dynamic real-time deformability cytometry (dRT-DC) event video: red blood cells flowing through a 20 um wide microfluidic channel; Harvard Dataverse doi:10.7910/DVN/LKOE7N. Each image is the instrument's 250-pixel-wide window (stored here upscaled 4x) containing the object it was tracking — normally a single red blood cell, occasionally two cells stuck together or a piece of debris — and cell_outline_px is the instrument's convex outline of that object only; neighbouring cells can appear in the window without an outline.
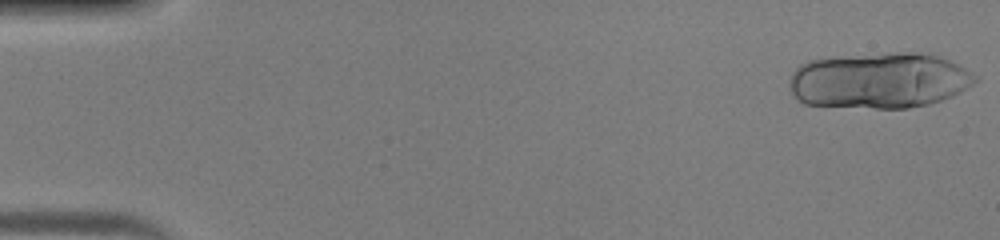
{"species": "human", "species_latin": "Homo sapiens", "temperature_condition": "warm", "stored_images_in_passage": 34, "camera_frame_rate_fps": 3000, "um_per_image_px": 0.085, "donor": {"sex": "male"}, "frame": {"image": 1, "passage_image": 1, "time_ms": 0.0, "image_size_px": [1000, 240], "cell_outline_px": [[980, 80], [960, 92], [952, 96], [928, 104], [908, 108], [876, 108], [804, 104], [796, 100], [788, 84], [792, 72], [800, 64], [808, 60], [832, 56], [888, 52], [916, 52], [940, 56], [980, 76]], "centroid_in_image_um": [74.72, 6.82], "position_along_channel_um": 10.3, "area_um2": 61.21}}
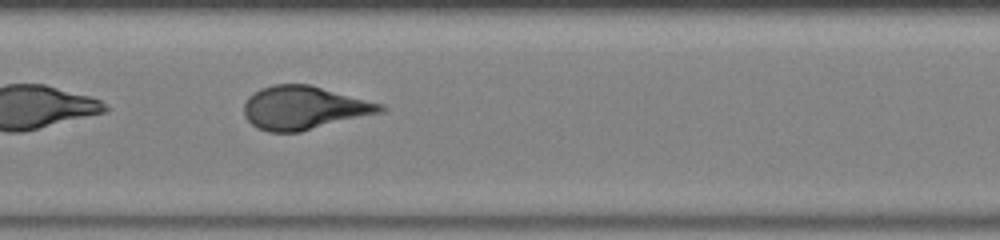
{"frame": {"image": 2, "passage_image": 23, "time_ms": 7.333, "image_size_px": [1000, 240], "cell_outline_px": [[388, 108], [384, 112], [300, 132], [268, 132], [256, 128], [244, 116], [244, 104], [248, 96], [260, 88], [272, 84], [308, 84], [384, 104]], "centroid_in_image_um": [25.85, 9.17], "position_along_channel_um": 181.6, "area_um2": 34.74}}
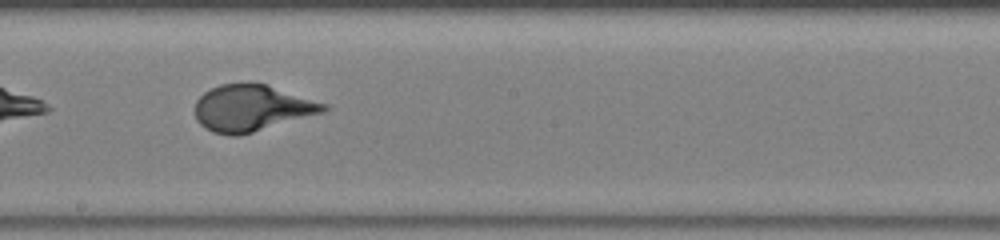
{"frame": {"image": 3, "passage_image": 26, "time_ms": 8.333, "image_size_px": [1000, 240], "cell_outline_px": [[332, 108], [324, 112], [252, 132], [236, 136], [232, 136], [212, 132], [204, 128], [196, 120], [196, 100], [204, 92], [220, 84], [248, 80], [264, 84], [328, 104]], "centroid_in_image_um": [21.38, 9.16], "position_along_channel_um": 226.8, "area_um2": 34.97}}